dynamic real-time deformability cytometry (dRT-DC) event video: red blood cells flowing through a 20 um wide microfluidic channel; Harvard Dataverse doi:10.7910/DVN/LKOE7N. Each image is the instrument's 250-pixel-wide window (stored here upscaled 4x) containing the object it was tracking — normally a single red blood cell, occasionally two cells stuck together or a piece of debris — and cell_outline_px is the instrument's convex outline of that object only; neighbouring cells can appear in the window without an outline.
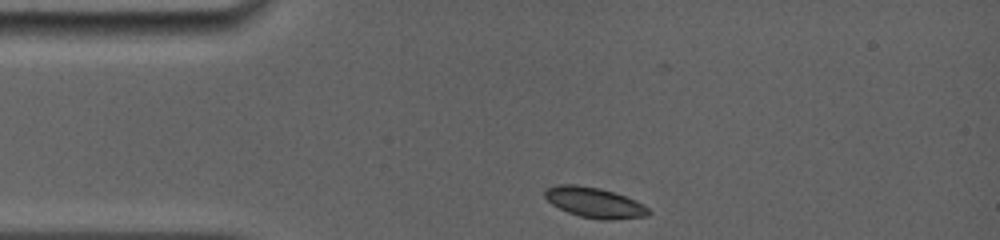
{"species": "common noctule bat (a hibernating species)", "species_latin": "Nyctalus noctula", "temperature_condition": "room temperature", "stored_images_in_passage": 27, "camera_frame_rate_fps": 5000, "um_per_image_px": 0.085, "animal": {"sex": "female", "body_mass_g": 19.0, "forearm_length_mm": 56.7}, "frame": {"image": 1, "passage_image": 1, "time_ms": 0.0, "image_size_px": [1000, 240], "cell_outline_px": [[652, 212], [648, 216], [608, 220], [600, 220], [580, 216], [568, 212], [552, 204], [544, 196], [544, 192], [548, 188], [556, 184], [576, 184], [600, 188], [636, 200], [644, 204]], "centroid_in_image_um": [50.55, 17.22], "position_along_channel_um": 34.5, "area_um2": 18.32}}
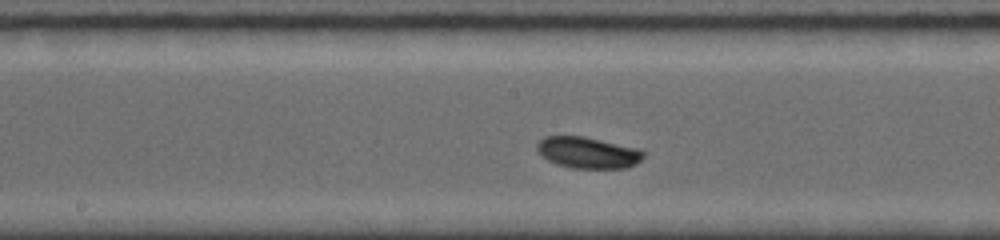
{"frame": {"image": 2, "passage_image": 16, "time_ms": 5.0, "image_size_px": [1000, 240], "cell_outline_px": [[644, 156], [636, 164], [628, 168], [572, 168], [556, 164], [540, 156], [536, 148], [536, 144], [544, 136], [584, 136], [640, 148], [644, 152]], "centroid_in_image_um": [49.97, 12.97], "position_along_channel_um": 198.2, "area_um2": 19.71}}
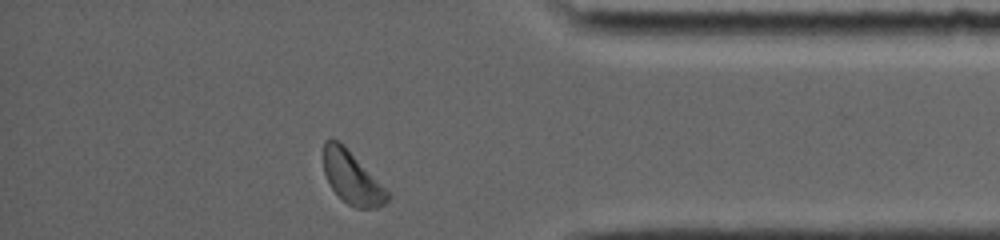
{"frame": {"image": 3, "passage_image": 27, "time_ms": 10.6, "image_size_px": [1000, 240], "cell_outline_px": [[388, 200], [384, 204], [376, 208], [356, 208], [348, 204], [332, 188], [324, 172], [324, 140], [336, 140], [344, 144], [388, 192]], "centroid_in_image_um": [29.9, 15.1], "position_along_channel_um": 405.3, "area_um2": 19.02}, "authors_computed_cell_mechanics": {"area_um2": 19.3052, "velocity_mm_per_s": 3.8856, "shape_relaxation_time_tau1_ms": 2.3365, "shape_relaxation_time_tau2_ms": null, "deformation_change_tau1": 0.0836, "deformation_change_tau2": null}}